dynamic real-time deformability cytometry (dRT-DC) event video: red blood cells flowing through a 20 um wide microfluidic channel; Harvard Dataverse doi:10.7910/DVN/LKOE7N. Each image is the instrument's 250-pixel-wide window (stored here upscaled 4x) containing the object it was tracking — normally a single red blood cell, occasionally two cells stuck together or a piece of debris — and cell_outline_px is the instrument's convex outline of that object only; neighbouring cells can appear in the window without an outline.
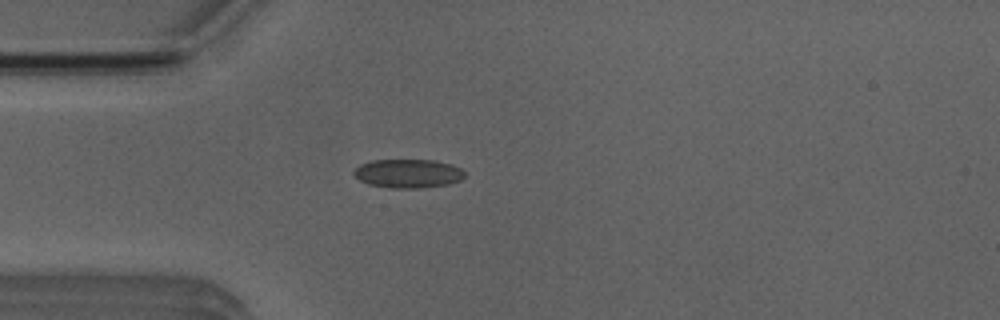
{"species": "Egyptian fruit bat (a non-hibernating species)", "species_latin": "Rousettus aegyptiacus", "temperature_condition": "room temperature", "stored_images_in_passage": 3, "camera_frame_rate_fps": 3000, "um_per_image_px": 0.085, "animal": {"sex": "male"}, "frame": {"image": 1, "passage_image": 3, "time_ms": 2.333, "image_size_px": [1000, 320], "cell_outline_px": [[464, 176], [460, 180], [448, 184], [420, 188], [388, 188], [368, 184], [360, 180], [352, 172], [360, 164], [372, 160], [436, 160], [452, 164], [460, 168], [464, 172]], "centroid_in_image_um": [34.68, 14.74], "position_along_channel_um": 50.3, "area_um2": 18.61}}